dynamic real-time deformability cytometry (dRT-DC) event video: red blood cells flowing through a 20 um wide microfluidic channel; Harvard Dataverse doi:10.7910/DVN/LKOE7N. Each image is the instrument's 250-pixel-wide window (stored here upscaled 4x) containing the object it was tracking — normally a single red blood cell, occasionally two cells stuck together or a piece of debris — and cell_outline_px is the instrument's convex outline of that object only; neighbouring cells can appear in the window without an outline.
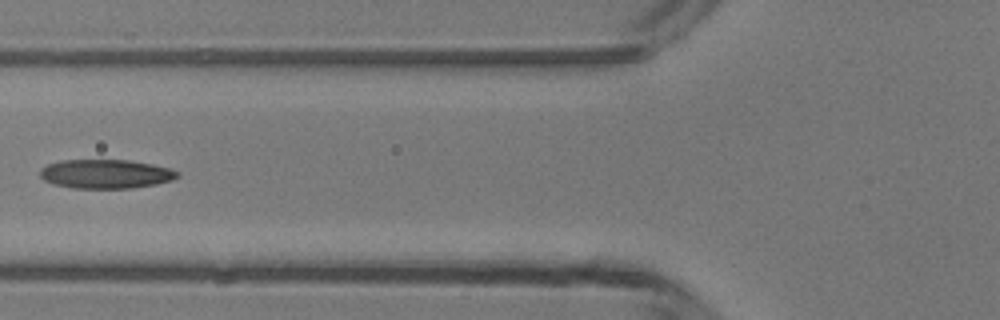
{"species": "common noctule bat (a hibernating species)", "species_latin": "Nyctalus noctula", "temperature_condition": "room temperature", "stored_images_in_passage": 7, "camera_frame_rate_fps": 3000, "um_per_image_px": 0.085, "animal": {"sex": "male", "body_mass_g": 13.3}, "frame": {"image": 1, "passage_image": 6, "time_ms": 6.0, "image_size_px": [1000, 320], "cell_outline_px": [[180, 176], [172, 180], [156, 184], [132, 188], [72, 188], [52, 184], [44, 180], [40, 176], [40, 168], [48, 164], [64, 160], [128, 160], [152, 164], [168, 168], [180, 172]], "centroid_in_image_um": [8.98, 14.79], "position_along_channel_um": 116.8, "area_um2": 23.29}}
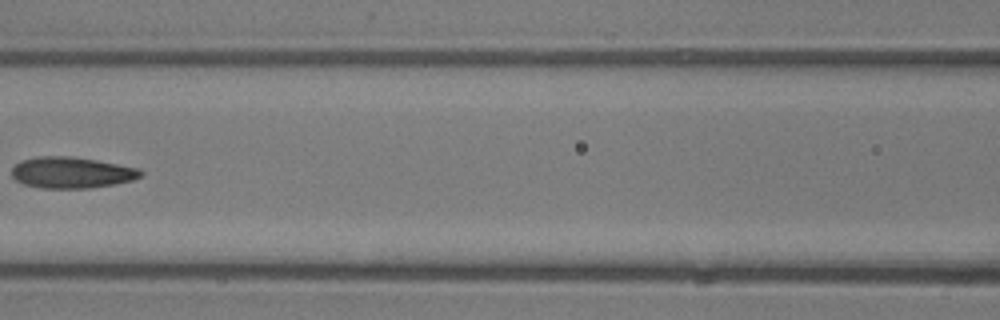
{"frame": {"image": 2, "passage_image": 7, "time_ms": 7.0, "image_size_px": [1000, 320], "cell_outline_px": [[144, 172], [140, 176], [132, 180], [92, 188], [40, 188], [24, 184], [16, 180], [12, 176], [12, 168], [20, 160], [40, 156], [72, 156], [96, 160], [140, 168]], "centroid_in_image_um": [6.08, 14.66], "position_along_channel_um": 160.5, "area_um2": 23.47}}